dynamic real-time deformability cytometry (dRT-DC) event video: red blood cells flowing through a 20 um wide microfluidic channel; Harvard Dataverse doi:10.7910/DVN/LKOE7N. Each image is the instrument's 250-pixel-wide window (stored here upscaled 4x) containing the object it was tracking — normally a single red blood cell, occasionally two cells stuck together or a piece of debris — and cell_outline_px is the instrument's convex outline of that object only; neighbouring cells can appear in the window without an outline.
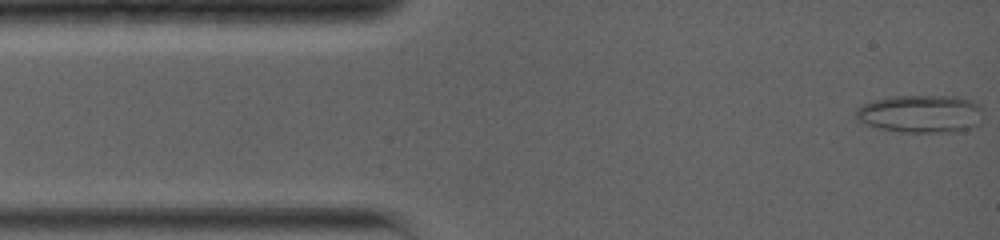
{"species": "common noctule bat (a hibernating species)", "species_latin": "Nyctalus noctula", "temperature_condition": "warm", "stored_images_in_passage": 5, "camera_frame_rate_fps": 5000, "um_per_image_px": 0.085, "animal": {"sex": "female", "body_mass_g": 19.0, "forearm_length_mm": 56.7}, "frame": {"image": 1, "passage_image": 1, "time_ms": 0.0, "image_size_px": [1000, 240], "cell_outline_px": [[984, 108], [980, 124], [972, 128], [948, 132], [900, 132], [876, 128], [864, 124], [852, 112], [864, 104], [872, 100], [892, 96], [952, 96], [972, 100]], "centroid_in_image_um": [78.27, 9.67], "position_along_channel_um": 6.7, "area_um2": 28.44}}